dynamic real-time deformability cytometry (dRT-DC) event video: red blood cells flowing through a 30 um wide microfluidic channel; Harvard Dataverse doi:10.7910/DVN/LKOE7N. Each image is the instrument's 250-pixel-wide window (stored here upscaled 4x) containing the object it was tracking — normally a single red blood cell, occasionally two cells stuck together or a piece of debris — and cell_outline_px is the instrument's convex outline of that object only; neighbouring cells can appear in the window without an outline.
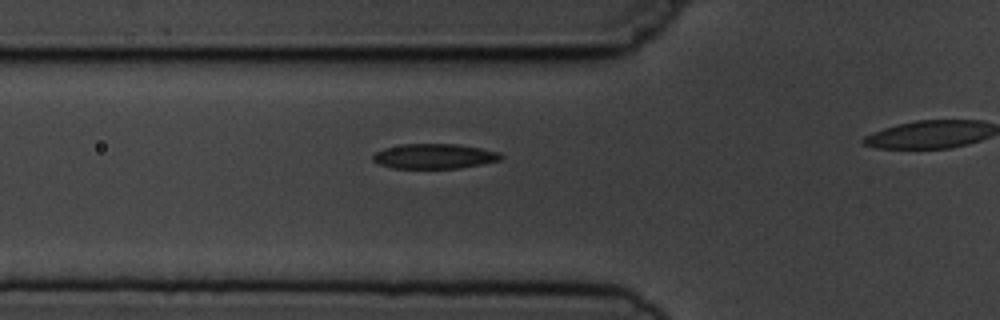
{"species": "common noctule bat (a hibernating species)", "species_latin": "Nyctalus noctula", "temperature_condition": "cold", "stored_images_in_passage": 3, "camera_frame_rate_fps": 3000, "um_per_image_px": 0.085, "animal": {"sex": "male", "body_mass_g": 19.5, "forearm_length_mm": 54.6}, "frame": {"image": 1, "passage_image": 2, "time_ms": 2.0, "image_size_px": [1000, 320], "cell_outline_px": [[504, 156], [500, 160], [460, 168], [392, 168], [380, 164], [372, 160], [372, 156], [376, 152], [384, 148], [404, 144], [456, 144], [480, 148], [500, 152]], "centroid_in_image_um": [36.92, 13.28], "position_along_channel_um": 88.9, "area_um2": 18.5}}